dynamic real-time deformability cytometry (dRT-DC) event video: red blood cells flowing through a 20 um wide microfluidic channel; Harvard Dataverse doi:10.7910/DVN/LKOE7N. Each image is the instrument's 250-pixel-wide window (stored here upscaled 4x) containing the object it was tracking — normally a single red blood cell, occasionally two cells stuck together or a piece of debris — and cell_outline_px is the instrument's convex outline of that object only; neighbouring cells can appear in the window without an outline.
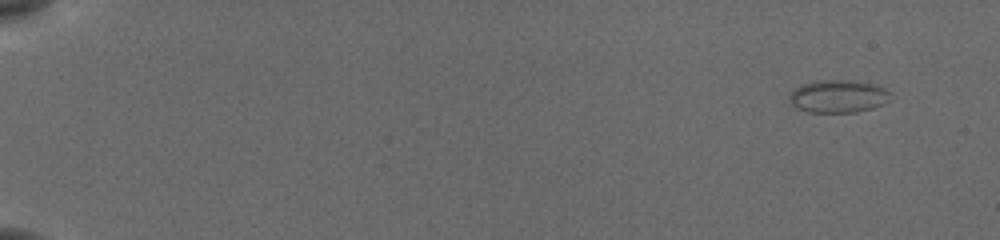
{"species": "common noctule bat (a hibernating species)", "species_latin": "Nyctalus noctula", "temperature_condition": "cold", "stored_images_in_passage": 53, "camera_frame_rate_fps": 3000, "um_per_image_px": 0.085, "animal": {"sex": "female", "body_mass_g": 19.5, "forearm_length_mm": 54.1}, "frame": {"image": 1, "passage_image": 1, "time_ms": 0.0, "image_size_px": [1000, 240], "cell_outline_px": [[888, 92], [884, 104], [872, 108], [856, 112], [808, 112], [796, 108], [788, 100], [788, 96], [796, 88], [804, 84], [820, 80], [840, 80], [868, 84], [884, 88]], "centroid_in_image_um": [71.16, 8.21], "position_along_channel_um": 13.8, "area_um2": 18.67}}
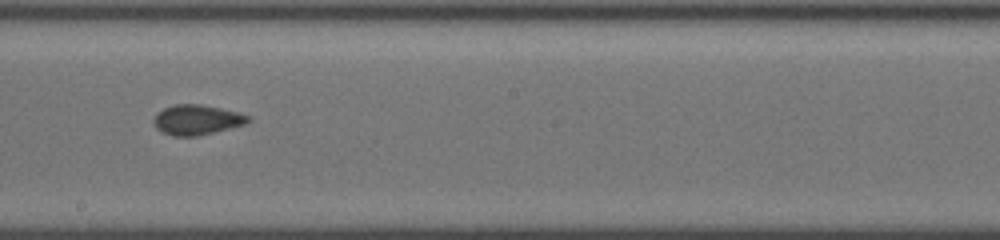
{"frame": {"image": 2, "passage_image": 31, "time_ms": 10.0, "image_size_px": [1000, 240], "cell_outline_px": [[252, 120], [244, 124], [196, 136], [172, 136], [156, 128], [152, 120], [156, 112], [164, 108], [176, 104], [200, 104], [240, 112], [252, 116]], "centroid_in_image_um": [16.73, 10.17], "position_along_channel_um": 231.5, "area_um2": 16.53}}
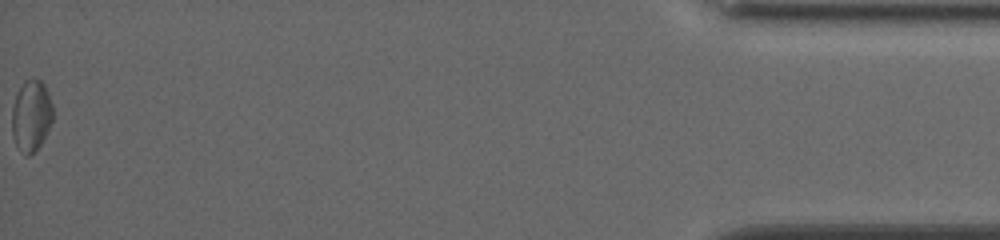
{"frame": {"image": 3, "passage_image": 53, "time_ms": 17.333, "image_size_px": [1000, 240], "cell_outline_px": [[52, 120], [40, 144], [28, 156], [16, 144], [12, 136], [12, 108], [16, 96], [24, 80], [36, 76], [44, 84], [52, 104]], "centroid_in_image_um": [2.64, 9.76], "position_along_channel_um": 432.6, "area_um2": 16.65}, "authors_computed_cell_mechanics": {"area_um2": 16.4152, "velocity_mm_per_s": 3.8519, "shape_relaxation_time_tau1_ms": 1.8267, "shape_relaxation_time_tau2_ms": 2.88, "deformation_change_tau1": 0.0733, "deformation_change_tau2": 0.0563}}